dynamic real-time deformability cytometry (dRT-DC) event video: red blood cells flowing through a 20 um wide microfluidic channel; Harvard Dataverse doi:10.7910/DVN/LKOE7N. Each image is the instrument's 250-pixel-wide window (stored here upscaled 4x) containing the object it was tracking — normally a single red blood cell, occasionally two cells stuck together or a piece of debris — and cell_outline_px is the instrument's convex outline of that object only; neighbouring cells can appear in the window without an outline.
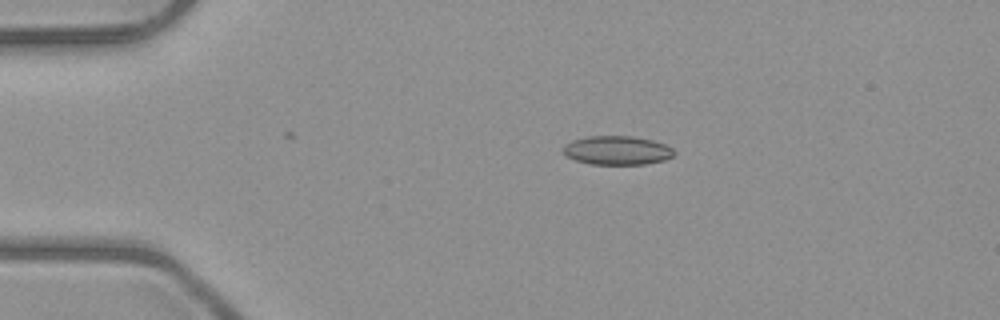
{"species": "common noctule bat (a hibernating species)", "species_latin": "Nyctalus noctula", "temperature_condition": "room temperature", "stored_images_in_passage": 6, "camera_frame_rate_fps": 3000, "um_per_image_px": 0.085, "animal": {"sex": "male", "body_mass_g": 23.1, "forearm_length_mm": 52.7}, "frame": {"image": 1, "passage_image": 2, "time_ms": 1.333, "image_size_px": [1000, 320], "cell_outline_px": [[676, 152], [672, 156], [664, 160], [644, 164], [592, 164], [576, 160], [568, 156], [564, 152], [564, 144], [572, 140], [588, 136], [632, 136], [652, 140], [664, 144], [672, 148]], "centroid_in_image_um": [52.47, 12.77], "position_along_channel_um": 32.5, "area_um2": 18.5}}
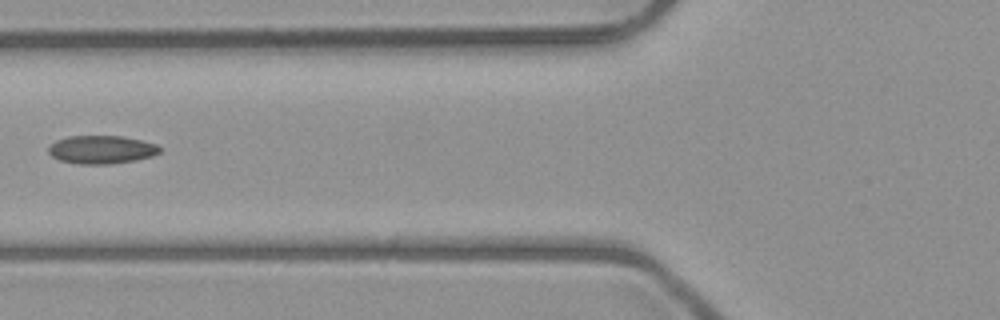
{"frame": {"image": 2, "passage_image": 5, "time_ms": 4.667, "image_size_px": [1000, 320], "cell_outline_px": [[160, 152], [152, 156], [136, 160], [108, 164], [76, 164], [60, 160], [52, 156], [48, 152], [48, 148], [56, 140], [68, 136], [124, 136], [156, 144], [160, 148]], "centroid_in_image_um": [8.62, 12.72], "position_along_channel_um": 117.2, "area_um2": 18.26}}
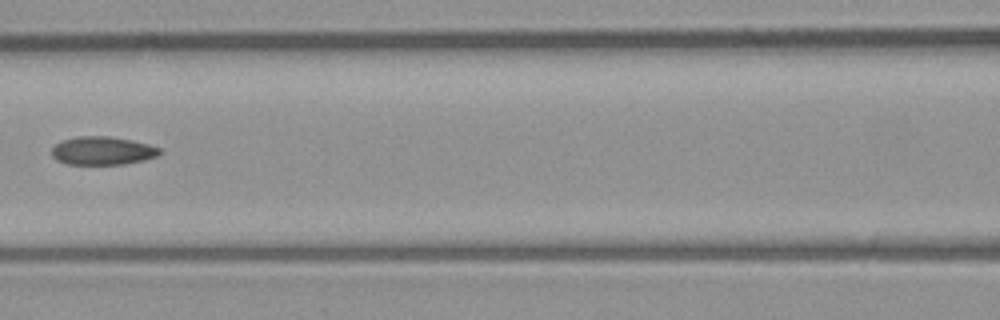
{"frame": {"image": 3, "passage_image": 6, "time_ms": 5.667, "image_size_px": [1000, 320], "cell_outline_px": [[160, 152], [156, 156], [144, 160], [124, 164], [68, 164], [56, 160], [52, 156], [52, 148], [56, 144], [64, 140], [80, 136], [108, 136], [132, 140], [148, 144], [160, 148]], "centroid_in_image_um": [8.71, 12.81], "position_along_channel_um": 157.9, "area_um2": 17.63}}